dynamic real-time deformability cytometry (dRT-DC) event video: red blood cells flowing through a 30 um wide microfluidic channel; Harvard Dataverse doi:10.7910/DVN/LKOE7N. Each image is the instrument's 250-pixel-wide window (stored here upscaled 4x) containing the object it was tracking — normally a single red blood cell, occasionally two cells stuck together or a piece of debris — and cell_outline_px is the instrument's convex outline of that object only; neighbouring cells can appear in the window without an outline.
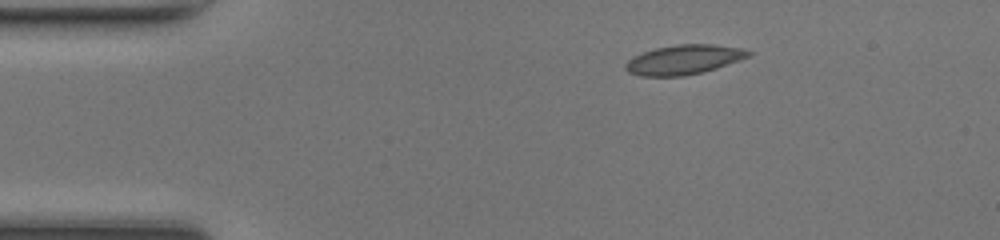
{"species": "common noctule bat (a hibernating species)", "species_latin": "Nyctalus noctula", "temperature_condition": "room temperature", "stored_images_in_passage": 41, "camera_frame_rate_fps": 3000, "um_per_image_px": 0.085, "animal": {"sex": "female", "body_mass_g": 17.0, "forearm_length_mm": 48.0}, "frame": {"image": 1, "passage_image": 1, "time_ms": 0.0, "image_size_px": [1000, 240], "cell_outline_px": [[752, 56], [716, 68], [684, 76], [640, 76], [628, 72], [624, 68], [624, 64], [632, 56], [656, 48], [680, 44], [712, 44], [740, 48], [752, 52]], "centroid_in_image_um": [58.11, 5.07], "position_along_channel_um": 26.9, "area_um2": 21.1}}
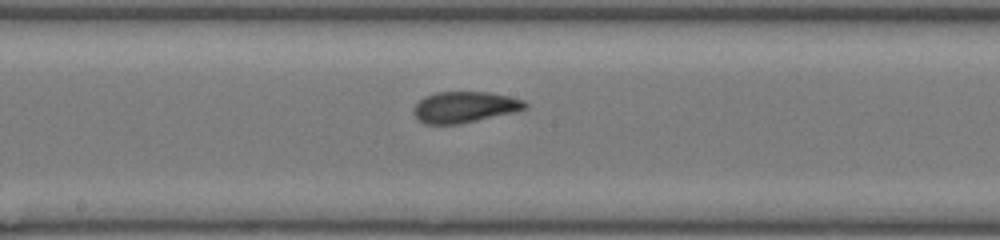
{"frame": {"image": 2, "passage_image": 18, "time_ms": 5.667, "image_size_px": [1000, 240], "cell_outline_px": [[528, 108], [516, 112], [460, 124], [424, 124], [412, 112], [416, 104], [424, 96], [436, 92], [488, 92], [508, 96], [524, 100], [528, 104]], "centroid_in_image_um": [39.52, 9.1], "position_along_channel_um": 208.7, "area_um2": 20.29}}
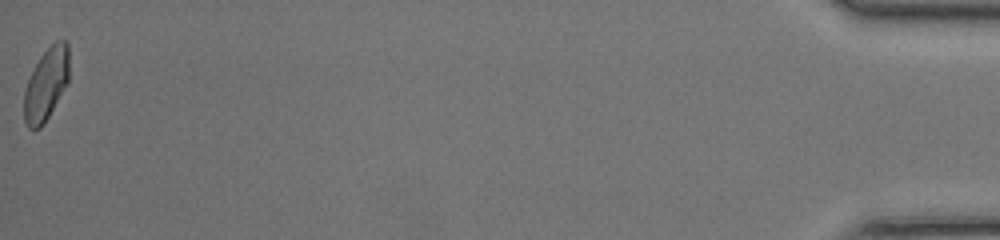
{"frame": {"image": 3, "passage_image": 41, "time_ms": 13.333, "image_size_px": [1000, 240], "cell_outline_px": [[68, 80], [44, 124], [40, 128], [28, 128], [24, 120], [24, 88], [40, 56], [56, 40], [64, 40], [68, 44]], "centroid_in_image_um": [3.9, 7.16], "position_along_channel_um": 431.3, "area_um2": 18.61}, "authors_computed_cell_mechanics": {"area_um2": 20.2878, "velocity_mm_per_s": 4.3057, "shape_relaxation_time_tau1_ms": 10.2659, "shape_relaxation_time_tau2_ms": 1.0482, "deformation_change_tau1": 0.2356, "deformation_change_tau2": 0.0568}}